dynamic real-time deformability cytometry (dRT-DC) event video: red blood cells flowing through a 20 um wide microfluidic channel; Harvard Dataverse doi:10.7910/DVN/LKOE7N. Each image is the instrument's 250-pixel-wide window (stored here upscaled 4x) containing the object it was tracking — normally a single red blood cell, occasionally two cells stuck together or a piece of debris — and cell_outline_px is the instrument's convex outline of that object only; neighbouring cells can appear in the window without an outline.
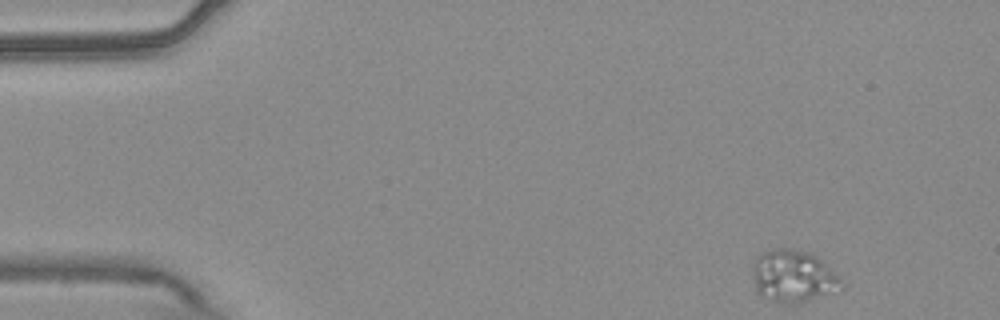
{"species": "common noctule bat (a hibernating species)", "species_latin": "Nyctalus noctula", "temperature_condition": "warm", "stored_images_in_passage": 51, "camera_frame_rate_fps": 3000, "um_per_image_px": 0.085, "animal": {"sex": "male", "body_mass_g": 20.4}, "frame": {"image": 1, "passage_image": 1, "time_ms": 0.0, "image_size_px": [1000, 320], "cell_outline_px": [[844, 288], [800, 304], [788, 304], [772, 300], [756, 292], [752, 268], [752, 260], [756, 256], [764, 252], [776, 248], [792, 248], [808, 252], [816, 256], [840, 276]], "centroid_in_image_um": [67.43, 23.48], "position_along_channel_um": 17.6, "area_um2": 27.34}}
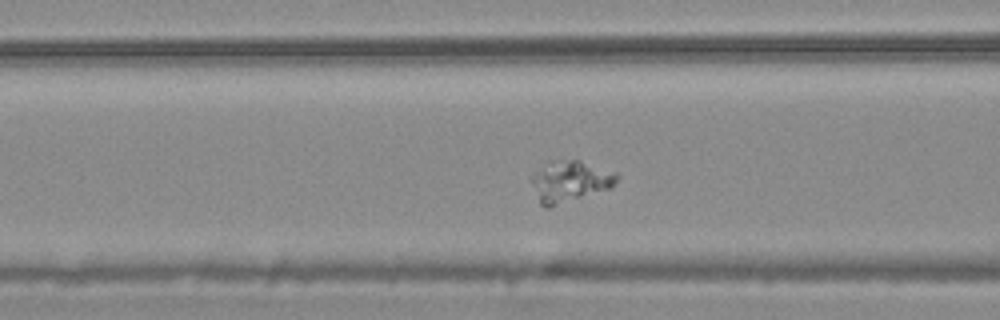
{"frame": {"image": 2, "passage_image": 18, "time_ms": 5.667, "image_size_px": [1000, 320], "cell_outline_px": [[616, 184], [608, 188], [548, 208], [544, 208], [540, 204], [532, 184], [532, 172], [548, 160], [580, 160], [616, 172]], "centroid_in_image_um": [48.39, 15.39], "position_along_channel_um": 118.2, "area_um2": 20.4}}
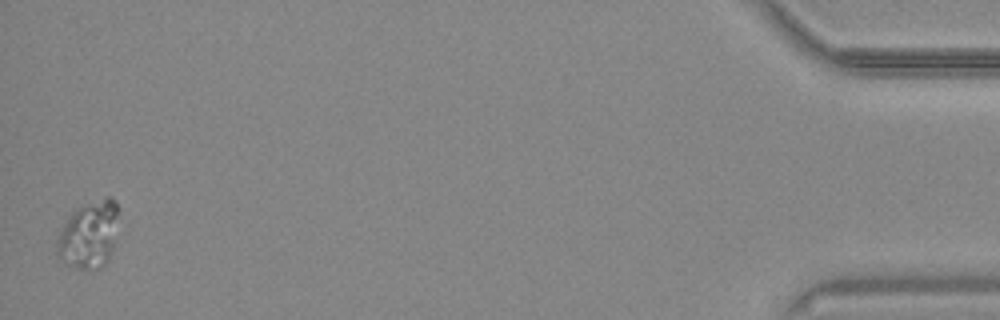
{"frame": {"image": 3, "passage_image": 51, "time_ms": 16.667, "image_size_px": [1000, 320], "cell_outline_px": [[116, 216], [112, 248], [108, 260], [100, 268], [76, 268], [68, 264], [56, 252], [56, 240], [64, 224], [72, 212], [76, 208], [104, 196], [112, 196], [116, 204]], "centroid_in_image_um": [7.53, 19.92], "position_along_channel_um": 427.7, "area_um2": 23.47}}